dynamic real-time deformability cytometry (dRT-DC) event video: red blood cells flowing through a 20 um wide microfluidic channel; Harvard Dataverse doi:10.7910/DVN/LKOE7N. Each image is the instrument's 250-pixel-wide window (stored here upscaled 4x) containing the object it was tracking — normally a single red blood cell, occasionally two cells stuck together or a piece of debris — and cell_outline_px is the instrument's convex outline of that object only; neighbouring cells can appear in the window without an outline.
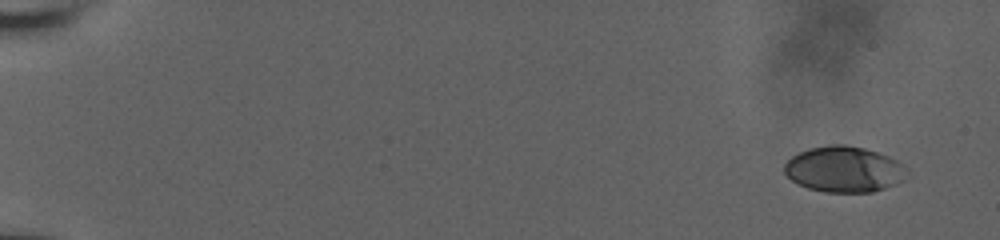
{"species": "human", "species_latin": "Homo sapiens", "temperature_condition": "room temperature", "stored_images_in_passage": 55, "camera_frame_rate_fps": 3000, "um_per_image_px": 0.085, "donor": {"sex": "male"}, "frame": {"image": 1, "passage_image": 1, "time_ms": 0.0, "image_size_px": [1000, 240], "cell_outline_px": [[908, 168], [904, 180], [896, 184], [872, 192], [824, 192], [808, 188], [792, 180], [784, 172], [784, 164], [792, 156], [808, 148], [832, 144], [844, 144], [864, 148], [888, 156], [896, 160]], "centroid_in_image_um": [71.75, 14.39], "position_along_channel_um": 13.2, "area_um2": 32.71}}
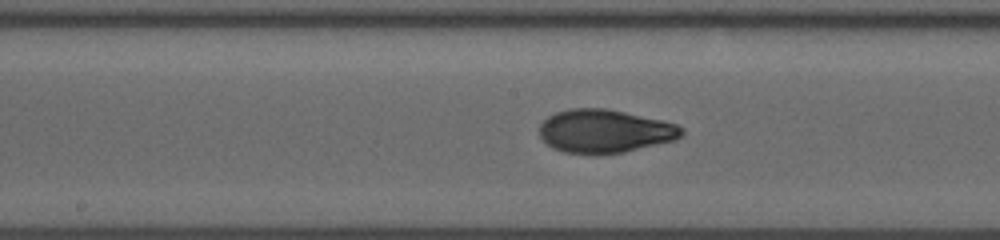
{"frame": {"image": 2, "passage_image": 30, "time_ms": 9.667, "image_size_px": [1000, 240], "cell_outline_px": [[684, 132], [676, 140], [624, 152], [600, 156], [592, 156], [564, 152], [552, 148], [540, 136], [540, 124], [548, 116], [556, 112], [568, 108], [604, 108], [624, 112], [660, 120], [676, 124], [684, 128]], "centroid_in_image_um": [51.38, 11.18], "position_along_channel_um": 196.8, "area_um2": 36.3}}
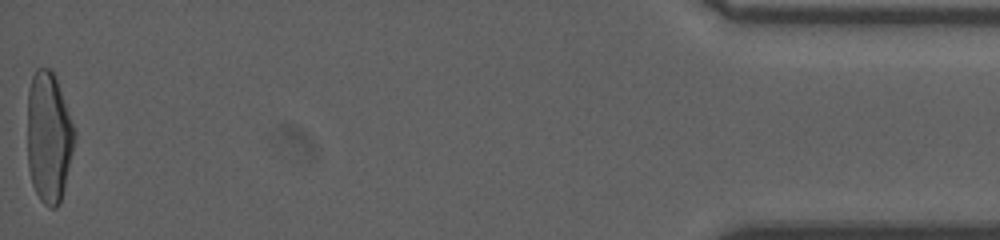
{"frame": {"image": 3, "passage_image": 55, "time_ms": 18.0, "image_size_px": [1000, 240], "cell_outline_px": [[76, 140], [60, 204], [56, 208], [48, 208], [40, 200], [32, 184], [28, 168], [28, 88], [32, 76], [36, 68], [48, 68], [52, 72], [56, 80], [76, 132]], "centroid_in_image_um": [4.14, 11.71], "position_along_channel_um": 431.1, "area_um2": 35.95}, "authors_computed_cell_mechanics": {"area_um2": 34.7956, "velocity_mm_per_s": 3.8325, "shape_relaxation_time_tau1_ms": 5.3714, "shape_relaxation_time_tau2_ms": 0.9487, "deformation_change_tau1": 0.2158, "deformation_change_tau2": 0.0572}}